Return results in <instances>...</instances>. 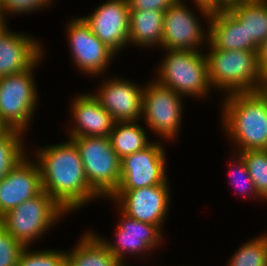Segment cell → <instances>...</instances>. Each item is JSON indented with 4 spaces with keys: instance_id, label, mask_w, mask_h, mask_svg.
Returning a JSON list of instances; mask_svg holds the SVG:
<instances>
[{
    "instance_id": "277c9868",
    "label": "cell",
    "mask_w": 267,
    "mask_h": 266,
    "mask_svg": "<svg viewBox=\"0 0 267 266\" xmlns=\"http://www.w3.org/2000/svg\"><path fill=\"white\" fill-rule=\"evenodd\" d=\"M165 51L154 79L183 97H207L212 87L205 54L201 50Z\"/></svg>"
},
{
    "instance_id": "6da1fadb",
    "label": "cell",
    "mask_w": 267,
    "mask_h": 266,
    "mask_svg": "<svg viewBox=\"0 0 267 266\" xmlns=\"http://www.w3.org/2000/svg\"><path fill=\"white\" fill-rule=\"evenodd\" d=\"M68 141L36 148L42 188L68 213L100 198L89 186L75 142Z\"/></svg>"
},
{
    "instance_id": "30bf717a",
    "label": "cell",
    "mask_w": 267,
    "mask_h": 266,
    "mask_svg": "<svg viewBox=\"0 0 267 266\" xmlns=\"http://www.w3.org/2000/svg\"><path fill=\"white\" fill-rule=\"evenodd\" d=\"M169 181L134 190H116L109 198L128 217L157 225L161 230L168 216L170 204ZM167 215V216H166Z\"/></svg>"
},
{
    "instance_id": "8d00e7d4",
    "label": "cell",
    "mask_w": 267,
    "mask_h": 266,
    "mask_svg": "<svg viewBox=\"0 0 267 266\" xmlns=\"http://www.w3.org/2000/svg\"><path fill=\"white\" fill-rule=\"evenodd\" d=\"M262 237L264 238L265 243H266V246H267V233H266V234L264 233V234L262 235Z\"/></svg>"
},
{
    "instance_id": "cb8c5ba5",
    "label": "cell",
    "mask_w": 267,
    "mask_h": 266,
    "mask_svg": "<svg viewBox=\"0 0 267 266\" xmlns=\"http://www.w3.org/2000/svg\"><path fill=\"white\" fill-rule=\"evenodd\" d=\"M23 134L22 131L9 129L0 137V180L28 154L24 150Z\"/></svg>"
},
{
    "instance_id": "52a82bcc",
    "label": "cell",
    "mask_w": 267,
    "mask_h": 266,
    "mask_svg": "<svg viewBox=\"0 0 267 266\" xmlns=\"http://www.w3.org/2000/svg\"><path fill=\"white\" fill-rule=\"evenodd\" d=\"M42 58L30 69L0 77V118L9 129L25 133L32 123L39 95L33 71Z\"/></svg>"
},
{
    "instance_id": "4316f807",
    "label": "cell",
    "mask_w": 267,
    "mask_h": 266,
    "mask_svg": "<svg viewBox=\"0 0 267 266\" xmlns=\"http://www.w3.org/2000/svg\"><path fill=\"white\" fill-rule=\"evenodd\" d=\"M230 159V165L228 166L230 169V183H232L233 187H235L236 191H240L243 198L249 199L256 198L260 199L261 197L258 195L254 182L249 174L247 165L243 158L238 154L235 153V155H231ZM239 192V193H240Z\"/></svg>"
},
{
    "instance_id": "8fae6325",
    "label": "cell",
    "mask_w": 267,
    "mask_h": 266,
    "mask_svg": "<svg viewBox=\"0 0 267 266\" xmlns=\"http://www.w3.org/2000/svg\"><path fill=\"white\" fill-rule=\"evenodd\" d=\"M167 156L162 142H153L141 151L121 159V179L117 190L160 185L168 180Z\"/></svg>"
},
{
    "instance_id": "9c48e42d",
    "label": "cell",
    "mask_w": 267,
    "mask_h": 266,
    "mask_svg": "<svg viewBox=\"0 0 267 266\" xmlns=\"http://www.w3.org/2000/svg\"><path fill=\"white\" fill-rule=\"evenodd\" d=\"M72 19L66 25L71 60L88 76L105 74L116 54L92 32L82 17Z\"/></svg>"
},
{
    "instance_id": "ffe728a7",
    "label": "cell",
    "mask_w": 267,
    "mask_h": 266,
    "mask_svg": "<svg viewBox=\"0 0 267 266\" xmlns=\"http://www.w3.org/2000/svg\"><path fill=\"white\" fill-rule=\"evenodd\" d=\"M164 13L158 10L130 11L129 44L161 48Z\"/></svg>"
},
{
    "instance_id": "74e56055",
    "label": "cell",
    "mask_w": 267,
    "mask_h": 266,
    "mask_svg": "<svg viewBox=\"0 0 267 266\" xmlns=\"http://www.w3.org/2000/svg\"><path fill=\"white\" fill-rule=\"evenodd\" d=\"M126 264H128V263H120L118 266H128Z\"/></svg>"
},
{
    "instance_id": "8992f818",
    "label": "cell",
    "mask_w": 267,
    "mask_h": 266,
    "mask_svg": "<svg viewBox=\"0 0 267 266\" xmlns=\"http://www.w3.org/2000/svg\"><path fill=\"white\" fill-rule=\"evenodd\" d=\"M68 138L78 147L90 188L99 197L109 199L121 179V159L112 148L109 137Z\"/></svg>"
},
{
    "instance_id": "f546056e",
    "label": "cell",
    "mask_w": 267,
    "mask_h": 266,
    "mask_svg": "<svg viewBox=\"0 0 267 266\" xmlns=\"http://www.w3.org/2000/svg\"><path fill=\"white\" fill-rule=\"evenodd\" d=\"M52 1L54 0H2L0 3V12L5 17L13 14L21 15L25 13L26 15L33 11H40L45 6L48 7Z\"/></svg>"
},
{
    "instance_id": "7c38bea8",
    "label": "cell",
    "mask_w": 267,
    "mask_h": 266,
    "mask_svg": "<svg viewBox=\"0 0 267 266\" xmlns=\"http://www.w3.org/2000/svg\"><path fill=\"white\" fill-rule=\"evenodd\" d=\"M192 9L184 0H177L165 11L162 49L203 50L199 46L207 44L209 31L204 30Z\"/></svg>"
},
{
    "instance_id": "d590c367",
    "label": "cell",
    "mask_w": 267,
    "mask_h": 266,
    "mask_svg": "<svg viewBox=\"0 0 267 266\" xmlns=\"http://www.w3.org/2000/svg\"><path fill=\"white\" fill-rule=\"evenodd\" d=\"M227 7L230 5V4H233L235 2H240L241 0H221Z\"/></svg>"
},
{
    "instance_id": "9a60e30c",
    "label": "cell",
    "mask_w": 267,
    "mask_h": 266,
    "mask_svg": "<svg viewBox=\"0 0 267 266\" xmlns=\"http://www.w3.org/2000/svg\"><path fill=\"white\" fill-rule=\"evenodd\" d=\"M112 78L103 80L97 92L92 94L116 122L139 121L142 117L144 85L121 77Z\"/></svg>"
},
{
    "instance_id": "4dcf8cb0",
    "label": "cell",
    "mask_w": 267,
    "mask_h": 266,
    "mask_svg": "<svg viewBox=\"0 0 267 266\" xmlns=\"http://www.w3.org/2000/svg\"><path fill=\"white\" fill-rule=\"evenodd\" d=\"M177 0H127L130 11L158 10L165 12Z\"/></svg>"
},
{
    "instance_id": "603a6c76",
    "label": "cell",
    "mask_w": 267,
    "mask_h": 266,
    "mask_svg": "<svg viewBox=\"0 0 267 266\" xmlns=\"http://www.w3.org/2000/svg\"><path fill=\"white\" fill-rule=\"evenodd\" d=\"M138 123L139 121L116 122L109 134L111 146L120 159L141 151L152 143L148 140L146 130Z\"/></svg>"
},
{
    "instance_id": "1f68e13d",
    "label": "cell",
    "mask_w": 267,
    "mask_h": 266,
    "mask_svg": "<svg viewBox=\"0 0 267 266\" xmlns=\"http://www.w3.org/2000/svg\"><path fill=\"white\" fill-rule=\"evenodd\" d=\"M258 65L261 74H267V39L258 49Z\"/></svg>"
},
{
    "instance_id": "44dd1931",
    "label": "cell",
    "mask_w": 267,
    "mask_h": 266,
    "mask_svg": "<svg viewBox=\"0 0 267 266\" xmlns=\"http://www.w3.org/2000/svg\"><path fill=\"white\" fill-rule=\"evenodd\" d=\"M66 266H118L120 263L93 231H87L67 250Z\"/></svg>"
},
{
    "instance_id": "f1b7e54d",
    "label": "cell",
    "mask_w": 267,
    "mask_h": 266,
    "mask_svg": "<svg viewBox=\"0 0 267 266\" xmlns=\"http://www.w3.org/2000/svg\"><path fill=\"white\" fill-rule=\"evenodd\" d=\"M25 246L0 224V266H18Z\"/></svg>"
},
{
    "instance_id": "7402d4cb",
    "label": "cell",
    "mask_w": 267,
    "mask_h": 266,
    "mask_svg": "<svg viewBox=\"0 0 267 266\" xmlns=\"http://www.w3.org/2000/svg\"><path fill=\"white\" fill-rule=\"evenodd\" d=\"M227 8L245 26L247 40L259 48L267 39V0L240 1Z\"/></svg>"
},
{
    "instance_id": "e575fe53",
    "label": "cell",
    "mask_w": 267,
    "mask_h": 266,
    "mask_svg": "<svg viewBox=\"0 0 267 266\" xmlns=\"http://www.w3.org/2000/svg\"><path fill=\"white\" fill-rule=\"evenodd\" d=\"M9 130L8 126L0 118V137Z\"/></svg>"
},
{
    "instance_id": "2e32d148",
    "label": "cell",
    "mask_w": 267,
    "mask_h": 266,
    "mask_svg": "<svg viewBox=\"0 0 267 266\" xmlns=\"http://www.w3.org/2000/svg\"><path fill=\"white\" fill-rule=\"evenodd\" d=\"M25 156L0 180V217L42 191L40 168Z\"/></svg>"
},
{
    "instance_id": "3957f363",
    "label": "cell",
    "mask_w": 267,
    "mask_h": 266,
    "mask_svg": "<svg viewBox=\"0 0 267 266\" xmlns=\"http://www.w3.org/2000/svg\"><path fill=\"white\" fill-rule=\"evenodd\" d=\"M205 54L212 88L224 96L238 92L256 91L261 73L258 51L216 49L209 41Z\"/></svg>"
},
{
    "instance_id": "484cf974",
    "label": "cell",
    "mask_w": 267,
    "mask_h": 266,
    "mask_svg": "<svg viewBox=\"0 0 267 266\" xmlns=\"http://www.w3.org/2000/svg\"><path fill=\"white\" fill-rule=\"evenodd\" d=\"M227 266H267V246L262 234L239 246Z\"/></svg>"
},
{
    "instance_id": "836d02e7",
    "label": "cell",
    "mask_w": 267,
    "mask_h": 266,
    "mask_svg": "<svg viewBox=\"0 0 267 266\" xmlns=\"http://www.w3.org/2000/svg\"><path fill=\"white\" fill-rule=\"evenodd\" d=\"M6 20L7 18L0 12V37L9 29Z\"/></svg>"
},
{
    "instance_id": "d4e9b609",
    "label": "cell",
    "mask_w": 267,
    "mask_h": 266,
    "mask_svg": "<svg viewBox=\"0 0 267 266\" xmlns=\"http://www.w3.org/2000/svg\"><path fill=\"white\" fill-rule=\"evenodd\" d=\"M238 153L245 161L258 195L267 201V149L247 150Z\"/></svg>"
},
{
    "instance_id": "4fadbf2b",
    "label": "cell",
    "mask_w": 267,
    "mask_h": 266,
    "mask_svg": "<svg viewBox=\"0 0 267 266\" xmlns=\"http://www.w3.org/2000/svg\"><path fill=\"white\" fill-rule=\"evenodd\" d=\"M121 215L119 223L116 224L115 239L113 242L97 235L107 246L109 251L115 256L119 263H126L124 257L129 255L146 256L147 252L154 249L163 241V232L157 225L137 221L128 217L120 209ZM156 247V248H155ZM142 254V255H141Z\"/></svg>"
},
{
    "instance_id": "d6986e66",
    "label": "cell",
    "mask_w": 267,
    "mask_h": 266,
    "mask_svg": "<svg viewBox=\"0 0 267 266\" xmlns=\"http://www.w3.org/2000/svg\"><path fill=\"white\" fill-rule=\"evenodd\" d=\"M207 23L208 41L216 49L258 51L253 41L247 40L243 23L227 7L212 12Z\"/></svg>"
},
{
    "instance_id": "7a4b0ae2",
    "label": "cell",
    "mask_w": 267,
    "mask_h": 266,
    "mask_svg": "<svg viewBox=\"0 0 267 266\" xmlns=\"http://www.w3.org/2000/svg\"><path fill=\"white\" fill-rule=\"evenodd\" d=\"M224 97L220 123L236 151L267 149V101L257 91Z\"/></svg>"
},
{
    "instance_id": "83f0119b",
    "label": "cell",
    "mask_w": 267,
    "mask_h": 266,
    "mask_svg": "<svg viewBox=\"0 0 267 266\" xmlns=\"http://www.w3.org/2000/svg\"><path fill=\"white\" fill-rule=\"evenodd\" d=\"M67 252L64 250L30 251L28 247L22 251L18 266H66Z\"/></svg>"
},
{
    "instance_id": "e0dca14e",
    "label": "cell",
    "mask_w": 267,
    "mask_h": 266,
    "mask_svg": "<svg viewBox=\"0 0 267 266\" xmlns=\"http://www.w3.org/2000/svg\"><path fill=\"white\" fill-rule=\"evenodd\" d=\"M77 97V98H76ZM71 100L69 137H109L116 121L92 93H84ZM74 120V121H73Z\"/></svg>"
},
{
    "instance_id": "ac0fdd59",
    "label": "cell",
    "mask_w": 267,
    "mask_h": 266,
    "mask_svg": "<svg viewBox=\"0 0 267 266\" xmlns=\"http://www.w3.org/2000/svg\"><path fill=\"white\" fill-rule=\"evenodd\" d=\"M31 36L8 29L0 37V77L30 69L44 56L43 45Z\"/></svg>"
},
{
    "instance_id": "ba28073f",
    "label": "cell",
    "mask_w": 267,
    "mask_h": 266,
    "mask_svg": "<svg viewBox=\"0 0 267 266\" xmlns=\"http://www.w3.org/2000/svg\"><path fill=\"white\" fill-rule=\"evenodd\" d=\"M179 93L155 79L143 89L142 117L147 127L168 141L177 138L182 122V99ZM170 139V140H169Z\"/></svg>"
},
{
    "instance_id": "5b68a950",
    "label": "cell",
    "mask_w": 267,
    "mask_h": 266,
    "mask_svg": "<svg viewBox=\"0 0 267 266\" xmlns=\"http://www.w3.org/2000/svg\"><path fill=\"white\" fill-rule=\"evenodd\" d=\"M68 212L44 190L0 217V224L25 247L34 244Z\"/></svg>"
},
{
    "instance_id": "5bb4252c",
    "label": "cell",
    "mask_w": 267,
    "mask_h": 266,
    "mask_svg": "<svg viewBox=\"0 0 267 266\" xmlns=\"http://www.w3.org/2000/svg\"><path fill=\"white\" fill-rule=\"evenodd\" d=\"M82 18L115 54L129 45L130 9L127 0H106Z\"/></svg>"
},
{
    "instance_id": "d6a6232c",
    "label": "cell",
    "mask_w": 267,
    "mask_h": 266,
    "mask_svg": "<svg viewBox=\"0 0 267 266\" xmlns=\"http://www.w3.org/2000/svg\"><path fill=\"white\" fill-rule=\"evenodd\" d=\"M256 91L267 101V74H261L260 83Z\"/></svg>"
}]
</instances>
